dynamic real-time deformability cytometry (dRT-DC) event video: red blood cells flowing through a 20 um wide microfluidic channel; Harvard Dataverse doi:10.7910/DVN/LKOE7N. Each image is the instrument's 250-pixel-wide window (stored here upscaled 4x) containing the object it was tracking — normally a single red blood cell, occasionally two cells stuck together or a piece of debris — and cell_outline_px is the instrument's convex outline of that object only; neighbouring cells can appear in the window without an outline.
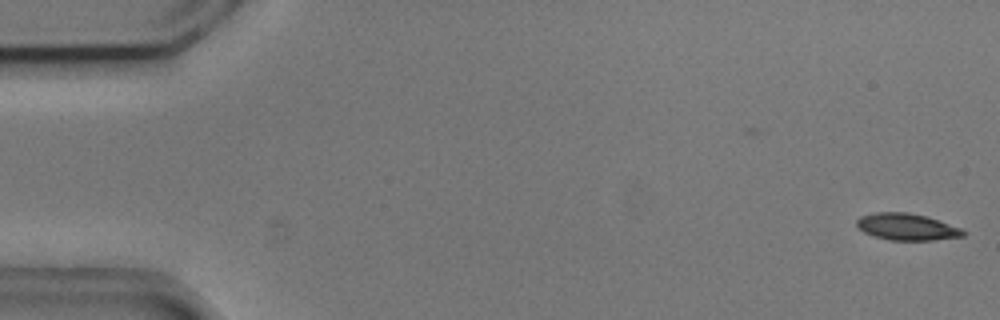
{"species": "common noctule bat (a hibernating species)", "species_latin": "Nyctalus noctula", "temperature_condition": "cold", "stored_images_in_passage": 54, "camera_frame_rate_fps": 3000, "um_per_image_px": 0.085, "animal": {"sex": "male", "body_mass_g": 20.5, "forearm_length_mm": 52.5}, "frame": {"image": 1, "passage_image": 1, "time_ms": 0.0, "image_size_px": [1000, 320], "cell_outline_px": [[964, 236], [932, 240], [888, 240], [864, 232], [856, 224], [856, 220], [860, 216], [876, 212], [908, 212], [924, 216], [960, 228], [964, 232]], "centroid_in_image_um": [77.03, 19.28], "position_along_channel_um": 8.0, "area_um2": 16.24}}
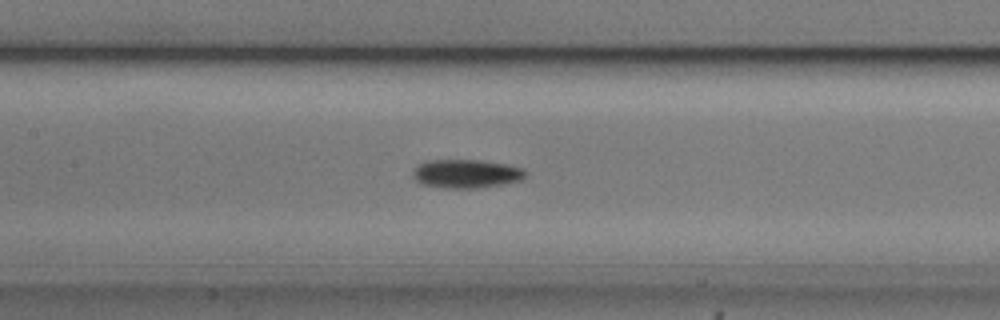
{"frame": {"image": 2, "passage_image": 25, "time_ms": 8.0, "image_size_px": [1000, 320], "cell_outline_px": [[528, 172], [524, 180], [504, 184], [480, 188], [444, 188], [420, 184], [412, 176], [412, 172], [424, 160], [480, 160], [504, 164], [520, 168]], "centroid_in_image_um": [39.64, 14.78], "position_along_channel_um": 167.8, "area_um2": 18.96}}
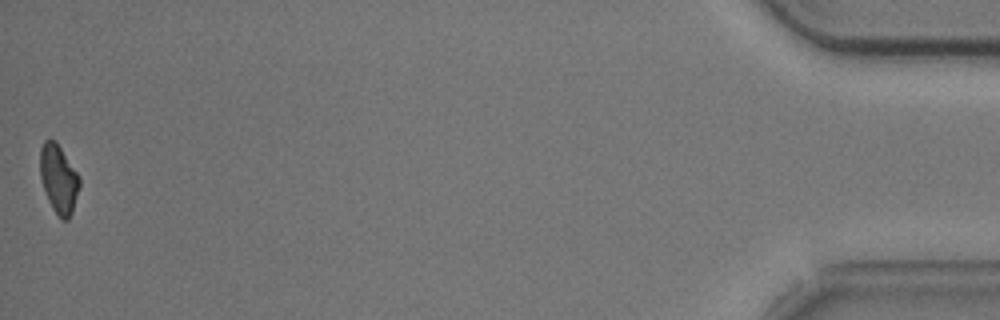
{"frame": {"image": 3, "passage_image": 54, "time_ms": 17.667, "image_size_px": [1000, 320], "cell_outline_px": [[80, 184], [72, 212], [68, 220], [60, 220], [52, 208], [48, 200], [40, 176], [40, 148], [44, 140], [56, 140], [80, 176]], "centroid_in_image_um": [4.99, 15.2], "position_along_channel_um": 430.2, "area_um2": 15.84}, "authors_computed_cell_mechanics": {"area_um2": 17.4267, "velocity_mm_per_s": 3.7191, "shape_relaxation_time_tau1_ms": 2.4434, "shape_relaxation_time_tau2_ms": null, "deformation_change_tau1": 0.1058, "deformation_change_tau2": null}}